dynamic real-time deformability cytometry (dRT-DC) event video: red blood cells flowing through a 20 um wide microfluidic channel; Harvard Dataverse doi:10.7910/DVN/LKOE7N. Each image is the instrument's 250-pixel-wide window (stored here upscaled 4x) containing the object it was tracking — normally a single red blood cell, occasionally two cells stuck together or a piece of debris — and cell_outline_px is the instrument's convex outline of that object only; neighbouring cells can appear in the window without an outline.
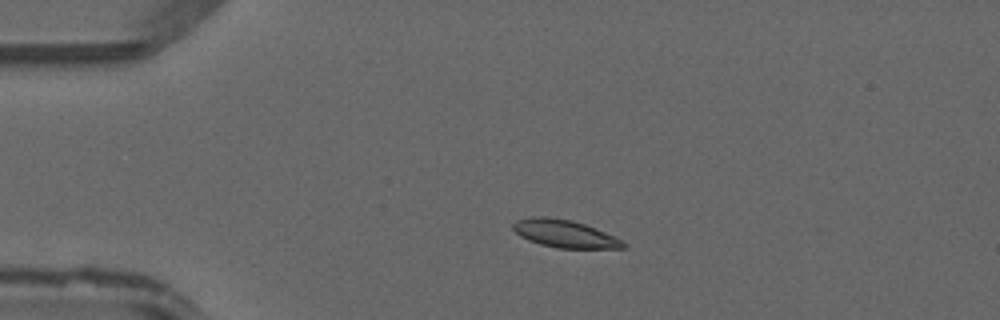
{"species": "common noctule bat (a hibernating species)", "species_latin": "Nyctalus noctula", "temperature_condition": "warm", "stored_images_in_passage": 47, "camera_frame_rate_fps": 3000, "um_per_image_px": 0.085, "animal": {"sex": "male", "forearm_length_mm": 52.5}, "frame": {"image": 1, "passage_image": 10, "time_ms": 3.0, "image_size_px": [1000, 320], "cell_outline_px": [[628, 244], [624, 248], [556, 248], [540, 244], [528, 240], [520, 236], [512, 228], [512, 224], [516, 220], [532, 216], [544, 216], [572, 220], [584, 224], [604, 232]], "centroid_in_image_um": [47.94, 19.86], "position_along_channel_um": 37.1, "area_um2": 17.63}}
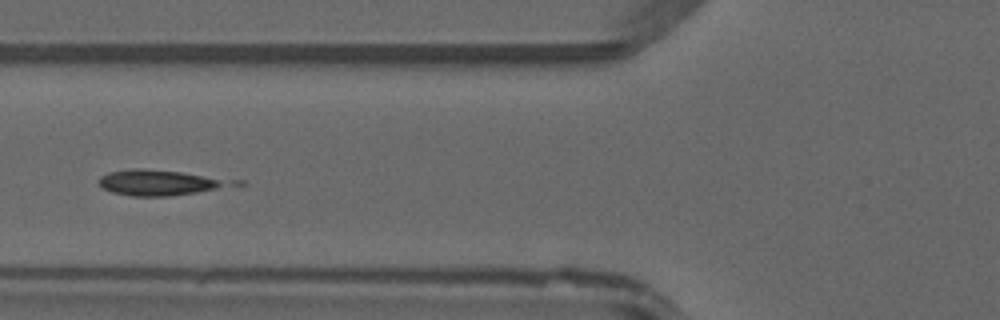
{"frame": {"image": 2, "passage_image": 18, "time_ms": 5.667, "image_size_px": [1000, 320], "cell_outline_px": [[224, 184], [216, 188], [196, 192], [168, 196], [132, 196], [112, 192], [104, 188], [96, 180], [100, 176], [108, 172], [136, 168], [140, 168], [180, 172], [200, 176], [216, 180]], "centroid_in_image_um": [13.16, 15.52], "position_along_channel_um": 112.6, "area_um2": 18.26}}
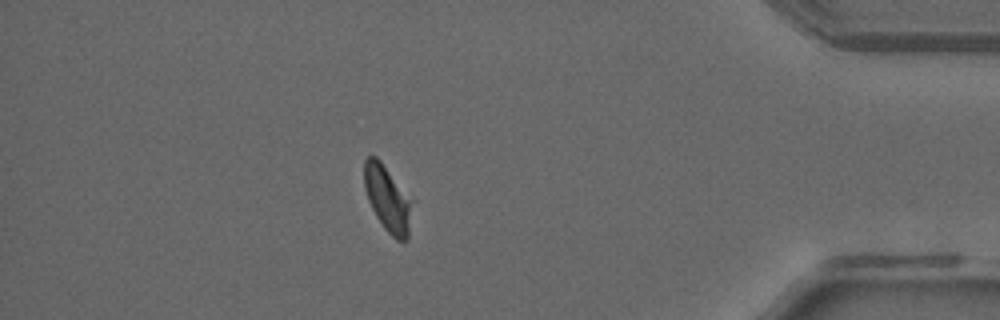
{"frame": {"image": 3, "passage_image": 41, "time_ms": 13.333, "image_size_px": [1000, 320], "cell_outline_px": [[416, 200], [408, 240], [396, 240], [384, 228], [376, 216], [368, 200], [364, 188], [364, 160], [368, 156], [376, 156], [380, 160]], "centroid_in_image_um": [33.03, 16.9], "position_along_channel_um": 402.2, "area_um2": 19.31}}